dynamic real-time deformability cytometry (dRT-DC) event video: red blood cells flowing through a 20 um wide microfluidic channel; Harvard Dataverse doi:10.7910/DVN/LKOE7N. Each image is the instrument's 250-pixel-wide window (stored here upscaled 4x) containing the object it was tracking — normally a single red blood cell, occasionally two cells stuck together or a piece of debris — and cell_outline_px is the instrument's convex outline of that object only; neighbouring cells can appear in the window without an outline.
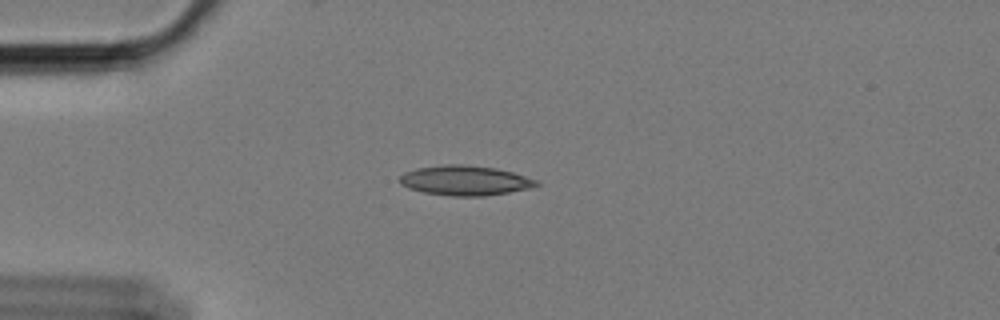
{"species": "Egyptian fruit bat (a non-hibernating species)", "species_latin": "Rousettus aegyptiacus", "temperature_condition": "cold", "stored_images_in_passage": 9, "camera_frame_rate_fps": 3000, "um_per_image_px": 0.085, "animal": {"sex": "female"}, "frame": {"image": 1, "passage_image": 5, "time_ms": 1.333, "image_size_px": [1000, 320], "cell_outline_px": [[540, 184], [528, 188], [508, 192], [484, 196], [452, 196], [424, 192], [408, 188], [400, 184], [400, 176], [404, 172], [416, 168], [444, 164], [464, 164], [496, 168], [512, 172], [540, 180]], "centroid_in_image_um": [39.52, 15.33], "position_along_channel_um": 45.5, "area_um2": 23.81}}